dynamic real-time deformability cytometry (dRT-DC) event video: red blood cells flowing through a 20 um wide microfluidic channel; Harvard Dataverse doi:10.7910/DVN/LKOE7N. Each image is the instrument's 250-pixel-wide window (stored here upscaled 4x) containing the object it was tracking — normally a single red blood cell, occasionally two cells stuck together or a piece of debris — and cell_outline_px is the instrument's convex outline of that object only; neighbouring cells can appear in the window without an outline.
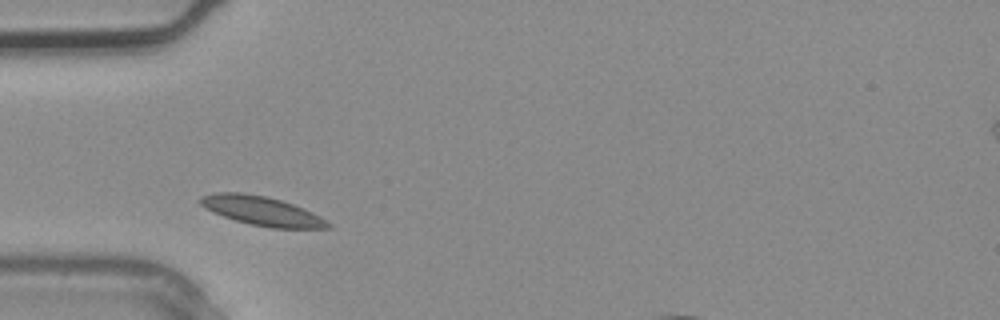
{"species": "common noctule bat (a hibernating species)", "species_latin": "Nyctalus noctula", "temperature_condition": "warm", "stored_images_in_passage": 1, "camera_frame_rate_fps": 3000, "um_per_image_px": 0.085, "animal": {"sex": "male", "body_mass_g": 20.4}, "frame": {"image": 1, "passage_image": 1, "time_ms": 0.0, "image_size_px": [1000, 320], "cell_outline_px": [[332, 228], [268, 228], [236, 220], [212, 212], [204, 208], [200, 204], [200, 196], [216, 192], [244, 192], [264, 196], [280, 200], [304, 208], [320, 216], [332, 224]], "centroid_in_image_um": [22.26, 17.92], "position_along_channel_um": 62.7, "area_um2": 21.62}}